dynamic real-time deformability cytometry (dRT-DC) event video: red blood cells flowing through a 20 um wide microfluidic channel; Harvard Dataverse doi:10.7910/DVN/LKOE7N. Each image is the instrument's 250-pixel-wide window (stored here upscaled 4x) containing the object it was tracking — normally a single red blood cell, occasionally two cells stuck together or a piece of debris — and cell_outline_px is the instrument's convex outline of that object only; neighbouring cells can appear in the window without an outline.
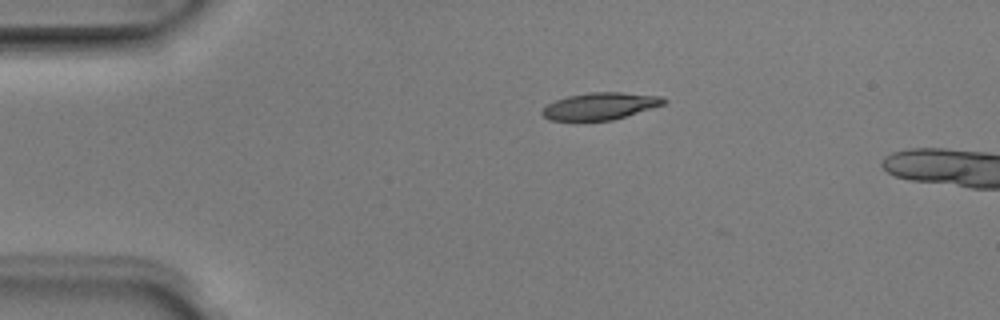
{"species": "Egyptian fruit bat (a non-hibernating species)", "species_latin": "Rousettus aegyptiacus", "temperature_condition": "room temperature", "stored_images_in_passage": 3, "camera_frame_rate_fps": 3000, "um_per_image_px": 0.085, "animal": {"sex": "male"}, "frame": {"image": 1, "passage_image": 1, "time_ms": 0.0, "image_size_px": [1000, 320], "cell_outline_px": [[668, 100], [664, 104], [612, 120], [580, 124], [548, 120], [540, 112], [548, 104], [556, 100], [568, 96], [588, 92], [624, 92], [664, 96]], "centroid_in_image_um": [50.96, 9.06], "position_along_channel_um": 34.0, "area_um2": 20.0}}